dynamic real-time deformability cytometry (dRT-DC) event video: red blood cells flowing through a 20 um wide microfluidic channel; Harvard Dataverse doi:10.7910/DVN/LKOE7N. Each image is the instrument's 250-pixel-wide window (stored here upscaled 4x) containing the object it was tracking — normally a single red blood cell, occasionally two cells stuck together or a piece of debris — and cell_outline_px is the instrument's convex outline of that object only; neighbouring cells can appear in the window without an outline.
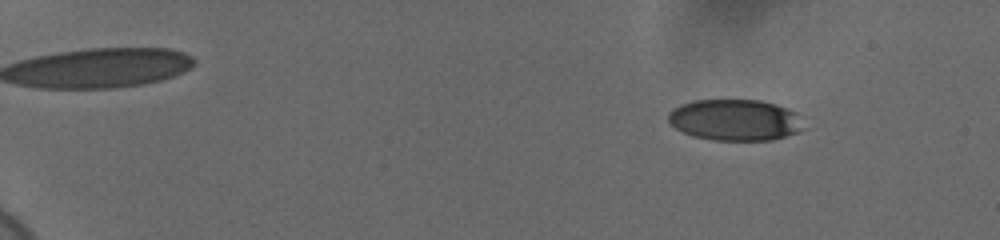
{"species": "human", "species_latin": "Homo sapiens", "temperature_condition": "cold", "stored_images_in_passage": 43, "camera_frame_rate_fps": 3000, "um_per_image_px": 0.085, "donor": {"sex": "female"}, "frame": {"image": 1, "passage_image": 4, "time_ms": 1.0, "image_size_px": [1000, 240], "cell_outline_px": [[808, 128], [800, 132], [772, 140], [712, 140], [692, 136], [676, 128], [668, 120], [668, 112], [672, 108], [680, 104], [692, 100], [760, 100], [776, 104], [788, 108], [796, 112]], "centroid_in_image_um": [62.52, 10.2], "position_along_channel_um": 22.5, "area_um2": 33.06}}
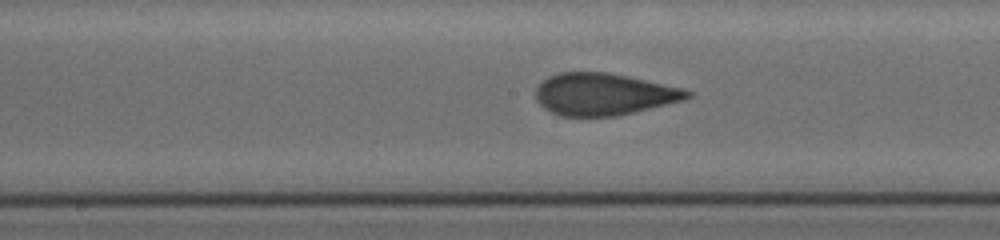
{"frame": {"image": 2, "passage_image": 26, "time_ms": 8.333, "image_size_px": [1000, 240], "cell_outline_px": [[692, 96], [684, 100], [616, 116], [560, 116], [544, 108], [536, 100], [536, 88], [548, 76], [560, 72], [608, 72], [628, 76], [680, 88], [692, 92]], "centroid_in_image_um": [51.28, 8.01], "position_along_channel_um": 196.9, "area_um2": 36.82}}
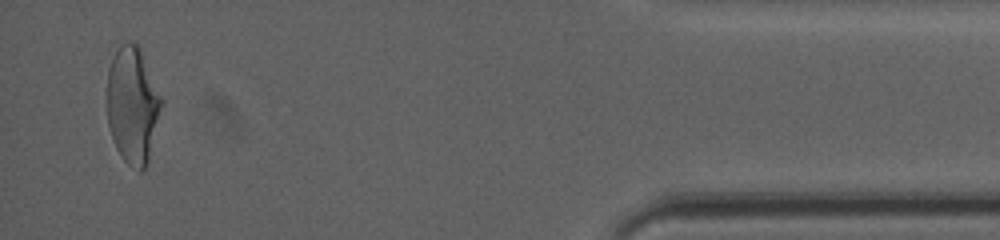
{"frame": {"image": 3, "passage_image": 43, "time_ms": 14.0, "image_size_px": [1000, 240], "cell_outline_px": [[164, 104], [148, 160], [144, 168], [140, 172], [128, 164], [120, 156], [116, 148], [108, 124], [108, 72], [112, 60], [120, 44], [128, 40], [132, 40], [140, 48], [164, 100]], "centroid_in_image_um": [11.31, 8.92], "position_along_channel_um": 423.9, "area_um2": 37.11}, "authors_computed_cell_mechanics": {"area_um2": 36.7608, "velocity_mm_per_s": 3.7014, "shape_relaxation_time_tau1_ms": 4.8964, "shape_relaxation_time_tau2_ms": 0.9253, "deformation_change_tau1": 0.1589, "deformation_change_tau2": 0.0694}}